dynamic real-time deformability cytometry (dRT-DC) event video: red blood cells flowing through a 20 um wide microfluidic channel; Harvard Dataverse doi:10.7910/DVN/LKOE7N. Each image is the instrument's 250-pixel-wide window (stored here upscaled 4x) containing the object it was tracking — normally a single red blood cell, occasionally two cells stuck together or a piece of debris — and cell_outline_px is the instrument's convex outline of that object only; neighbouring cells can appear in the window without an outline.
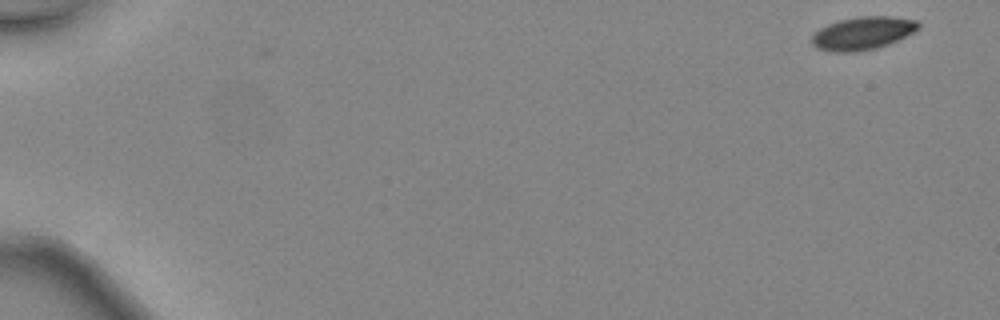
{"species": "common noctule bat (a hibernating species)", "species_latin": "Nyctalus noctula", "temperature_condition": "warm", "stored_images_in_passage": 2, "camera_frame_rate_fps": 3000, "um_per_image_px": 0.085, "animal": {"sex": "female", "body_mass_g": 24.6, "forearm_length_mm": 56.2}, "frame": {"image": 1, "passage_image": 1, "time_ms": 0.0, "image_size_px": [1000, 320], "cell_outline_px": [[920, 28], [888, 44], [876, 48], [856, 52], [832, 52], [816, 48], [812, 44], [812, 36], [820, 28], [828, 24], [840, 20], [860, 16], [892, 16], [916, 20], [920, 24]], "centroid_in_image_um": [73.31, 2.82], "position_along_channel_um": 11.7, "area_um2": 20.35}}